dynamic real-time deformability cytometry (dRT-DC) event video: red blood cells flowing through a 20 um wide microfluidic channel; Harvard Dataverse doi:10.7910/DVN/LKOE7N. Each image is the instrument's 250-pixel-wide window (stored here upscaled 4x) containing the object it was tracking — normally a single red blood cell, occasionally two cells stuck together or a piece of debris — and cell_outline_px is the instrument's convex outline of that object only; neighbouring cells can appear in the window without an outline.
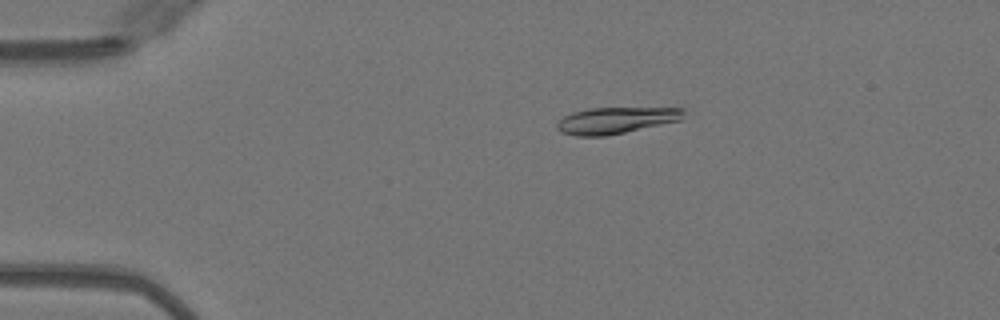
{"species": "Egyptian fruit bat (a non-hibernating species)", "species_latin": "Rousettus aegyptiacus", "temperature_condition": "warm", "stored_images_in_passage": 50, "camera_frame_rate_fps": 3000, "um_per_image_px": 0.085, "animal": {"sex": "female"}, "frame": {"image": 1, "passage_image": 10, "time_ms": 3.0, "image_size_px": [1000, 320], "cell_outline_px": [[684, 120], [608, 136], [576, 136], [560, 132], [556, 128], [556, 124], [564, 116], [572, 112], [588, 108], [684, 108]], "centroid_in_image_um": [52.37, 10.24], "position_along_channel_um": 32.6, "area_um2": 19.83}}
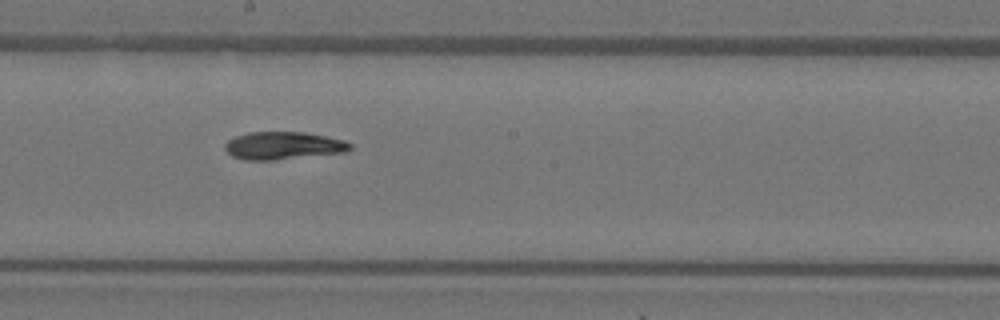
{"frame": {"image": 2, "passage_image": 28, "time_ms": 9.0, "image_size_px": [1000, 320], "cell_outline_px": [[352, 148], [348, 152], [272, 160], [244, 160], [232, 156], [224, 148], [224, 144], [228, 140], [236, 136], [248, 132], [304, 132], [344, 140], [352, 144]], "centroid_in_image_um": [24.08, 12.38], "position_along_channel_um": 224.1, "area_um2": 20.23}}
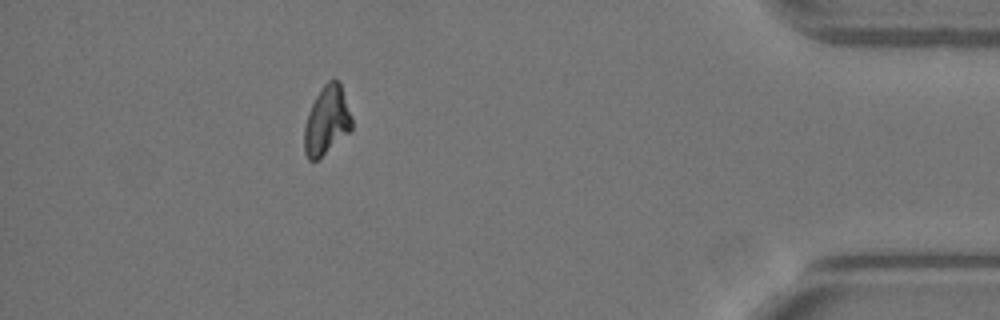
{"frame": {"image": 3, "passage_image": 45, "time_ms": 14.667, "image_size_px": [1000, 320], "cell_outline_px": [[352, 128], [348, 132], [316, 160], [308, 160], [304, 152], [304, 128], [308, 112], [316, 96], [324, 84], [328, 80], [336, 80], [340, 84], [352, 116]], "centroid_in_image_um": [27.75, 10.24], "position_along_channel_um": 407.4, "area_um2": 18.55}, "authors_computed_cell_mechanics": {"area_um2": 19.9988, "velocity_mm_per_s": 4.0721, "shape_relaxation_time_tau1_ms": 6.9256, "shape_relaxation_time_tau2_ms": 5.3327, "deformation_change_tau1": 0.2268, "deformation_change_tau2": 0.0852}}